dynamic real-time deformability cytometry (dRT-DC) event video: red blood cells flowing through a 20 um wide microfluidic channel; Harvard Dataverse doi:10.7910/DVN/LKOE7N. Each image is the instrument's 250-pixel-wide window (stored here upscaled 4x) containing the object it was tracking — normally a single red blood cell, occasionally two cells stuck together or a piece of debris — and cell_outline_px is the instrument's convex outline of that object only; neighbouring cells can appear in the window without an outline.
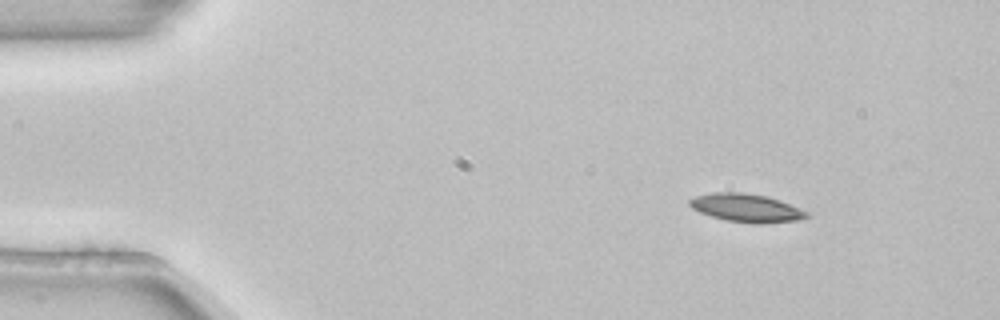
{"species": "common noctule bat (a hibernating species)", "species_latin": "Nyctalus noctula", "temperature_condition": "room temperature", "stored_images_in_passage": 3, "camera_frame_rate_fps": 3000, "um_per_image_px": 0.085, "animal": {"sex": "female", "body_mass_g": 22.7, "forearm_length_mm": 54.2}, "frame": {"image": 1, "passage_image": 1, "time_ms": 0.0, "image_size_px": [1000, 320], "cell_outline_px": [[812, 216], [796, 220], [764, 224], [752, 224], [724, 220], [700, 212], [692, 208], [688, 204], [688, 200], [696, 196], [712, 192], [744, 192], [768, 196], [780, 200], [808, 212]], "centroid_in_image_um": [63.44, 17.67], "position_along_channel_um": 21.6, "area_um2": 19.48}}